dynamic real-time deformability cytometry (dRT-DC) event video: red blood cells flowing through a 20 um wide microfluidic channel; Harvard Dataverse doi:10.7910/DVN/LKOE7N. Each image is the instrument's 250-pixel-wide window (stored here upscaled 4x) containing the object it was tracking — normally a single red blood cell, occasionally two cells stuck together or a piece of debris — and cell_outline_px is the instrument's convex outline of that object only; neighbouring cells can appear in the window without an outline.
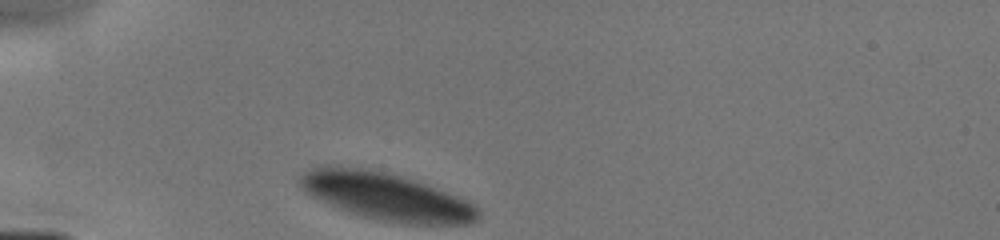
{"species": "human", "species_latin": "Homo sapiens", "temperature_condition": "cold", "stored_images_in_passage": 24, "camera_frame_rate_fps": 3000, "um_per_image_px": 0.085, "donor": {"sex": "male"}, "frame": {"image": 1, "passage_image": 1, "time_ms": 0.0, "image_size_px": [1000, 240], "cell_outline_px": [[480, 216], [472, 224], [396, 224], [376, 220], [360, 216], [348, 212], [320, 200], [304, 192], [300, 188], [296, 180], [304, 172], [316, 164], [332, 164], [364, 168], [388, 172], [404, 176], [416, 180], [476, 204], [480, 208]], "centroid_in_image_um": [32.77, 16.68], "position_along_channel_um": 52.2, "area_um2": 50.4}}
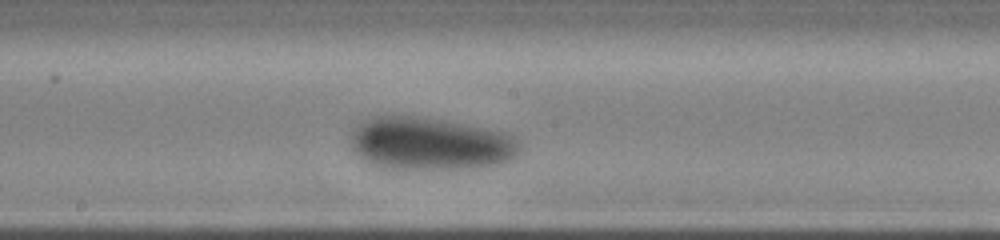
{"frame": {"image": 2, "passage_image": 13, "time_ms": 4.333, "image_size_px": [1000, 240], "cell_outline_px": [[520, 152], [512, 160], [500, 164], [472, 168], [412, 172], [388, 168], [376, 164], [360, 156], [348, 144], [348, 136], [352, 128], [364, 120], [376, 116], [416, 116], [444, 120], [504, 132], [516, 136], [520, 140]], "centroid_in_image_um": [36.57, 12.24], "position_along_channel_um": 211.6, "area_um2": 53.29}}
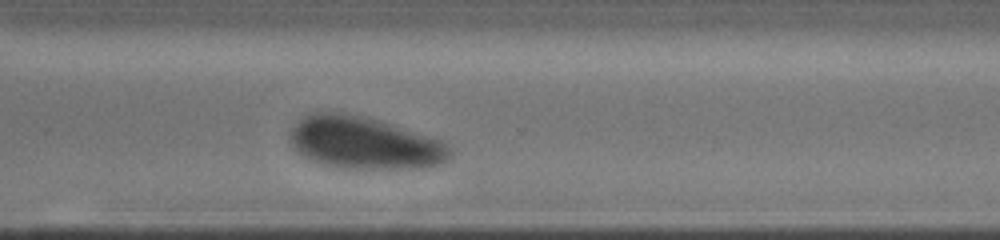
{"frame": {"image": 3, "passage_image": 24, "time_ms": 7.333, "image_size_px": [1000, 240], "cell_outline_px": [[452, 160], [428, 168], [336, 168], [312, 160], [296, 152], [288, 140], [288, 132], [304, 116], [316, 112], [344, 112], [388, 124], [444, 140], [452, 148]], "centroid_in_image_um": [31.0, 12.17], "position_along_channel_um": 339.6, "area_um2": 48.9}}